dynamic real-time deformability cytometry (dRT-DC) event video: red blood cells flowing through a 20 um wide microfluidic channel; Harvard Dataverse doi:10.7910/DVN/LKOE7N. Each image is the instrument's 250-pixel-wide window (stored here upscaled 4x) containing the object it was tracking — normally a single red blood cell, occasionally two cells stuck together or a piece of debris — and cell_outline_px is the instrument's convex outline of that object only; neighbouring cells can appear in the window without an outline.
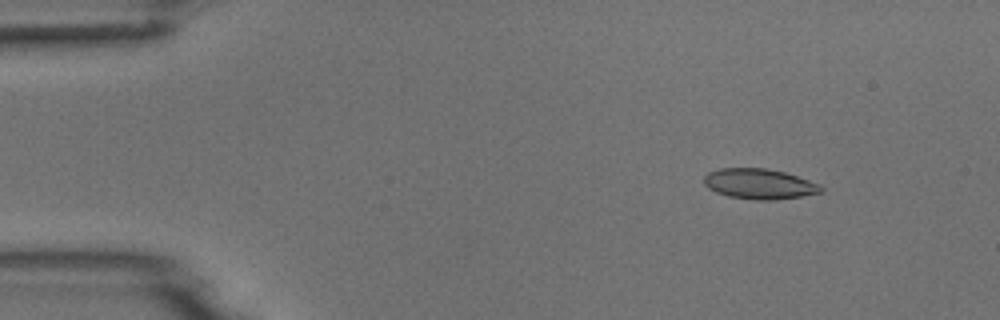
{"species": "common noctule bat (a hibernating species)", "species_latin": "Nyctalus noctula", "temperature_condition": "room temperature", "stored_images_in_passage": 7, "camera_frame_rate_fps": 3000, "um_per_image_px": 0.085, "animal": {"sex": "male", "body_mass_g": 18.8}, "frame": {"image": 1, "passage_image": 2, "time_ms": 1.333, "image_size_px": [1000, 320], "cell_outline_px": [[824, 192], [776, 200], [756, 200], [728, 196], [716, 192], [708, 188], [704, 184], [704, 176], [708, 172], [720, 168], [768, 168], [784, 172], [820, 184], [824, 188]], "centroid_in_image_um": [64.54, 15.63], "position_along_channel_um": 20.5, "area_um2": 20.75}}
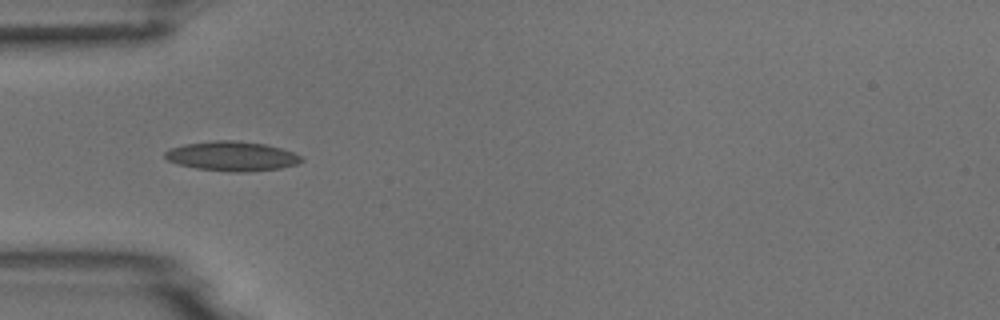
{"frame": {"image": 2, "passage_image": 5, "time_ms": 4.667, "image_size_px": [1000, 320], "cell_outline_px": [[304, 160], [296, 164], [280, 168], [248, 172], [228, 172], [196, 168], [176, 164], [168, 160], [164, 156], [164, 152], [172, 148], [184, 144], [212, 140], [236, 140], [268, 144], [304, 156]], "centroid_in_image_um": [19.73, 13.27], "position_along_channel_um": 65.3, "area_um2": 23.76}}